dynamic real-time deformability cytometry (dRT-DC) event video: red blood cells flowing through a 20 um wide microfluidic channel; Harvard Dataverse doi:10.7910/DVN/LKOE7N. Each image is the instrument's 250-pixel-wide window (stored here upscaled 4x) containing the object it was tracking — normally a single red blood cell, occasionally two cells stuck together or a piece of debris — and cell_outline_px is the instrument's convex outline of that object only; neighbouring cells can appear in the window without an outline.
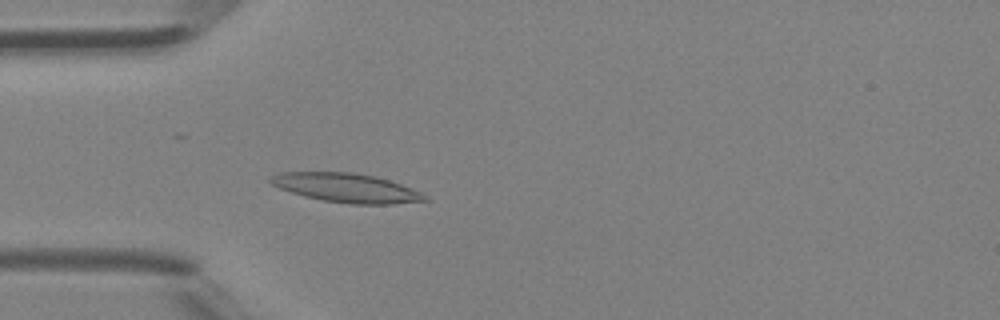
{"species": "Egyptian fruit bat (a non-hibernating species)", "species_latin": "Rousettus aegyptiacus", "temperature_condition": "room temperature", "stored_images_in_passage": 46, "camera_frame_rate_fps": 3000, "um_per_image_px": 0.085, "animal": {"sex": "female"}, "frame": {"image": 1, "passage_image": 13, "time_ms": 4.0, "image_size_px": [1000, 320], "cell_outline_px": [[432, 200], [392, 204], [352, 204], [324, 200], [304, 196], [280, 188], [272, 184], [268, 180], [272, 176], [280, 172], [352, 172], [376, 176], [400, 184], [420, 192], [428, 196]], "centroid_in_image_um": [29.48, 15.97], "position_along_channel_um": 55.5, "area_um2": 25.95}}
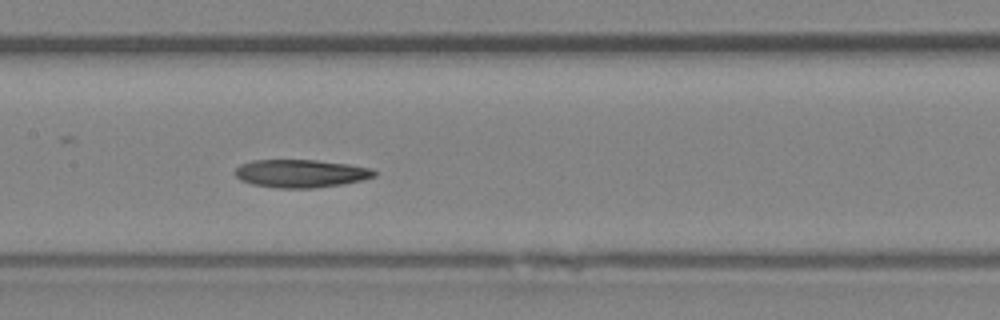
{"frame": {"image": 2, "passage_image": 22, "time_ms": 7.0, "image_size_px": [1000, 320], "cell_outline_px": [[376, 176], [344, 184], [312, 188], [276, 188], [252, 184], [240, 180], [236, 176], [236, 168], [240, 164], [252, 160], [316, 160], [348, 164], [372, 168], [376, 172]], "centroid_in_image_um": [25.56, 14.74], "position_along_channel_um": 181.8, "area_um2": 22.72}}
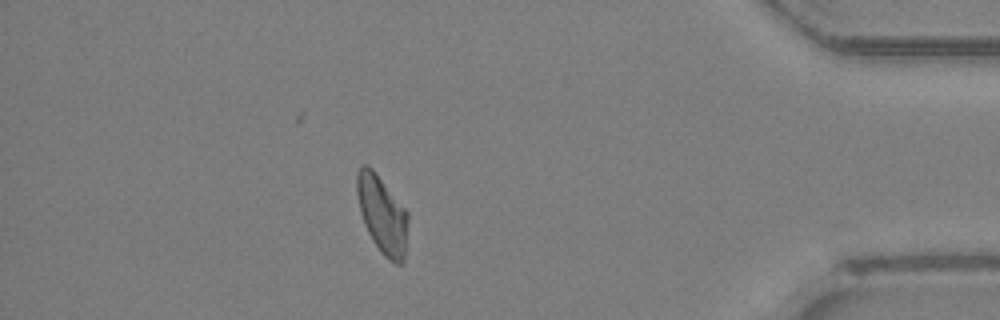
{"frame": {"image": 3, "passage_image": 40, "time_ms": 13.0, "image_size_px": [1000, 320], "cell_outline_px": [[408, 220], [404, 260], [400, 264], [396, 264], [388, 260], [380, 252], [372, 240], [364, 224], [360, 212], [356, 192], [356, 172], [364, 164], [368, 164], [372, 168], [408, 212]], "centroid_in_image_um": [32.47, 18.25], "position_along_channel_um": 402.7, "area_um2": 23.18}, "authors_computed_cell_mechanics": {"area_um2": 23.0622, "velocity_mm_per_s": 4.415, "shape_relaxation_time_tau1_ms": null, "shape_relaxation_time_tau2_ms": 5.4376, "deformation_change_tau1": null, "deformation_change_tau2": 0.13}}